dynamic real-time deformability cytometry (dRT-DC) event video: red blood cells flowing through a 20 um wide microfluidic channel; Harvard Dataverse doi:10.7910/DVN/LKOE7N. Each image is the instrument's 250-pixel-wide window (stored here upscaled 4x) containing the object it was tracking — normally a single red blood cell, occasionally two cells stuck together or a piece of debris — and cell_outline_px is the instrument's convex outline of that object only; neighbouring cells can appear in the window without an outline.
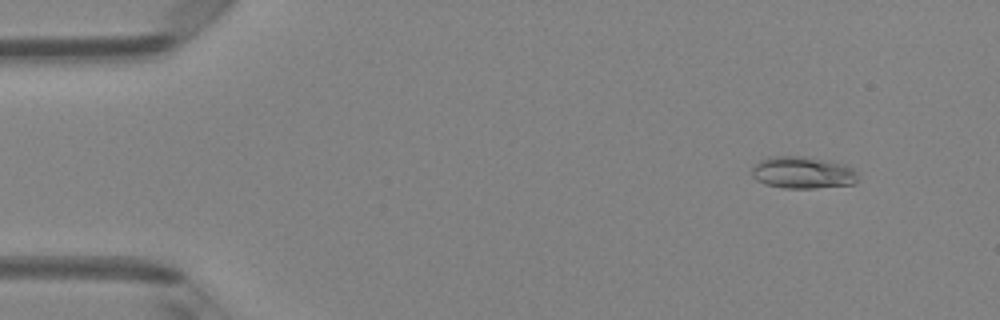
{"species": "Egyptian fruit bat (a non-hibernating species)", "species_latin": "Rousettus aegyptiacus", "temperature_condition": "room temperature", "stored_images_in_passage": 4, "camera_frame_rate_fps": 3000, "um_per_image_px": 0.085, "animal": {"sex": "female"}, "frame": {"image": 1, "passage_image": 2, "time_ms": 0.333, "image_size_px": [1000, 320], "cell_outline_px": [[856, 184], [816, 188], [784, 188], [764, 184], [756, 180], [752, 176], [752, 168], [760, 160], [768, 156], [808, 156], [832, 160], [848, 164], [856, 168]], "centroid_in_image_um": [68.27, 14.65], "position_along_channel_um": 16.7, "area_um2": 20.35}}